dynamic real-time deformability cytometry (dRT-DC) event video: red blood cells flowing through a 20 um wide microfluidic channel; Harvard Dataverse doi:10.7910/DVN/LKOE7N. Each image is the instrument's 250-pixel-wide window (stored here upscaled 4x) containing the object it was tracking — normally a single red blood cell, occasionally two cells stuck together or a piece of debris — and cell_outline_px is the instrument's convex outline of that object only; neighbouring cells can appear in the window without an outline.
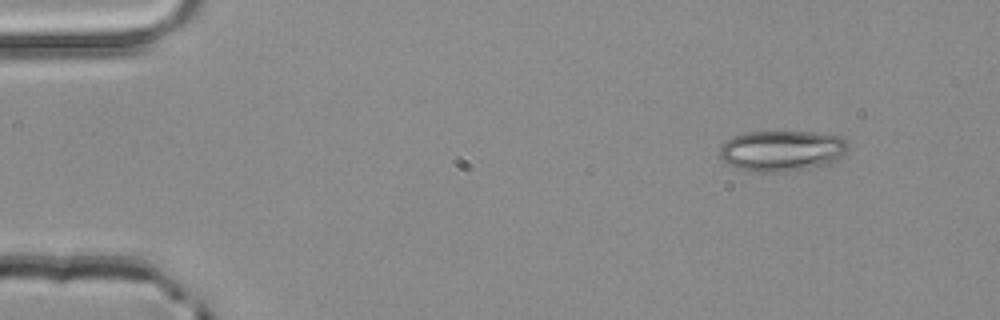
{"species": "common noctule bat (a hibernating species)", "species_latin": "Nyctalus noctula", "temperature_condition": "room temperature", "stored_images_in_passage": 3, "camera_frame_rate_fps": 3000, "um_per_image_px": 0.085, "animal": {"sex": "male", "body_mass_g": 20.4}, "frame": {"image": 1, "passage_image": 1, "time_ms": 0.0, "image_size_px": [1000, 320], "cell_outline_px": [[848, 152], [836, 160], [828, 164], [808, 168], [776, 172], [748, 172], [736, 168], [724, 160], [720, 156], [720, 144], [732, 136], [748, 132], [812, 132], [844, 136], [848, 144]], "centroid_in_image_um": [66.47, 12.81], "position_along_channel_um": 18.5, "area_um2": 30.81}}